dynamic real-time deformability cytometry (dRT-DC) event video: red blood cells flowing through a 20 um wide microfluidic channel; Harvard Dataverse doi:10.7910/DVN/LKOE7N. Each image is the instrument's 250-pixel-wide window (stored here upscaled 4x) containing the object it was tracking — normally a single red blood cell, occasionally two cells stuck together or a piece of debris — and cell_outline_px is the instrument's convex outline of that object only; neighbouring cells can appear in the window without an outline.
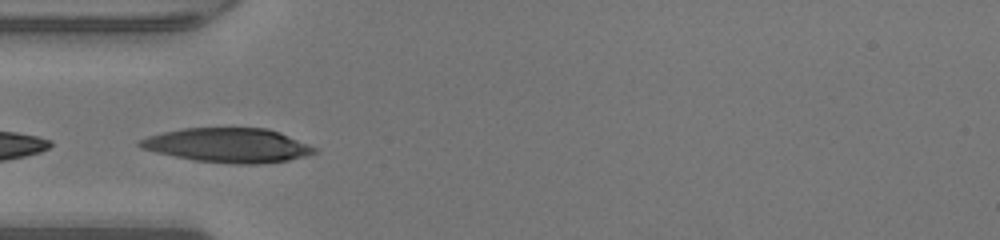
{"species": "human", "species_latin": "Homo sapiens", "temperature_condition": "warm", "stored_images_in_passage": 28, "segment_of_instrument_passage": [2, 2], "camera_frame_rate_fps": 3000, "um_per_image_px": 0.085, "donor": {"sex": "male"}, "frame": {"image": 1, "passage_image": 9, "time_ms": 2.667, "image_size_px": [1000, 240], "cell_outline_px": [[320, 148], [316, 152], [304, 156], [288, 160], [260, 164], [232, 164], [192, 160], [156, 152], [140, 148], [136, 144], [136, 140], [148, 136], [180, 128], [268, 128], [280, 132]], "centroid_in_image_um": [19.38, 12.35], "position_along_channel_um": 65.6, "area_um2": 35.26}}
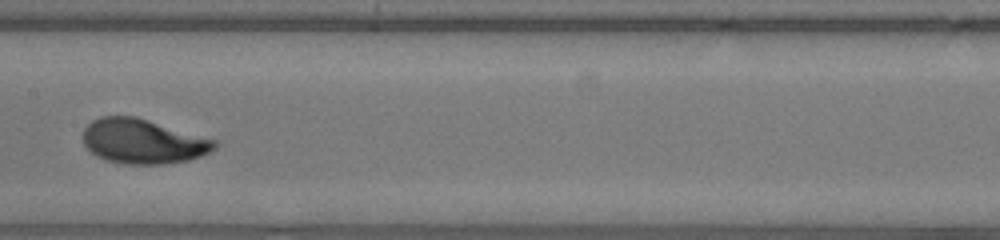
{"frame": {"image": 2, "passage_image": 18, "time_ms": 5.667, "image_size_px": [1000, 240], "cell_outline_px": [[220, 140], [216, 148], [200, 156], [188, 160], [164, 164], [128, 164], [104, 160], [96, 156], [84, 144], [84, 128], [92, 120], [100, 116], [136, 116]], "centroid_in_image_um": [12.19, 12.0], "position_along_channel_um": 195.2, "area_um2": 34.56}}
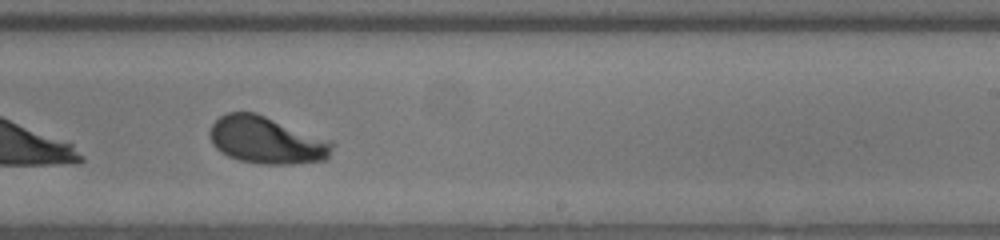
{"frame": {"image": 3, "passage_image": 23, "time_ms": 7.333, "image_size_px": [1000, 240], "cell_outline_px": [[336, 144], [328, 156], [324, 160], [292, 164], [260, 164], [240, 160], [228, 156], [220, 152], [212, 144], [212, 124], [220, 116], [228, 112], [256, 112], [332, 140]], "centroid_in_image_um": [22.7, 11.91], "position_along_channel_um": 266.3, "area_um2": 33.7}}